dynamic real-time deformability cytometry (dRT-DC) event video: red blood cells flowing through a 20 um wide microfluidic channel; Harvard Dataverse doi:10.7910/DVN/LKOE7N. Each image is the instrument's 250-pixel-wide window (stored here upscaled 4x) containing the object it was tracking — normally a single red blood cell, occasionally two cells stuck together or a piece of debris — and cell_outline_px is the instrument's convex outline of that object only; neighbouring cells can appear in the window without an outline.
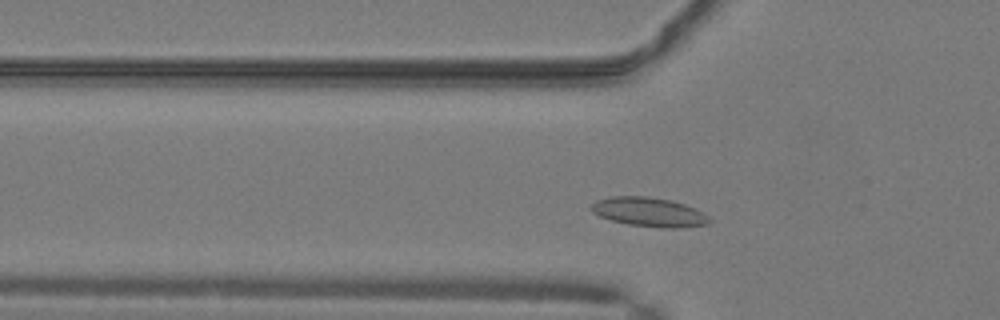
{"species": "common noctule bat (a hibernating species)", "species_latin": "Nyctalus noctula", "temperature_condition": "warm", "stored_images_in_passage": 40, "camera_frame_rate_fps": 3000, "um_per_image_px": 0.085, "animal": {"sex": "male", "body_mass_g": 19.2, "forearm_length_mm": 51.8}, "frame": {"image": 1, "passage_image": 6, "time_ms": 1.667, "image_size_px": [1000, 320], "cell_outline_px": [[712, 220], [704, 224], [680, 228], [664, 228], [628, 224], [612, 220], [600, 216], [592, 212], [588, 208], [596, 200], [612, 196], [648, 196], [668, 200], [684, 204], [708, 216]], "centroid_in_image_um": [55.11, 18.02], "position_along_channel_um": 70.7, "area_um2": 19.83}}
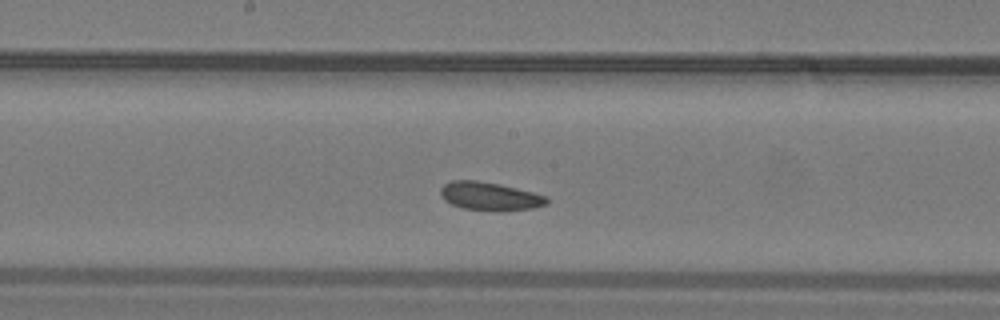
{"frame": {"image": 2, "passage_image": 16, "time_ms": 5.0, "image_size_px": [1000, 320], "cell_outline_px": [[548, 204], [532, 208], [496, 212], [464, 208], [452, 204], [444, 200], [440, 192], [440, 188], [444, 184], [452, 180], [476, 180], [500, 184], [548, 196]], "centroid_in_image_um": [41.64, 16.68], "position_along_channel_um": 206.6, "area_um2": 17.63}}
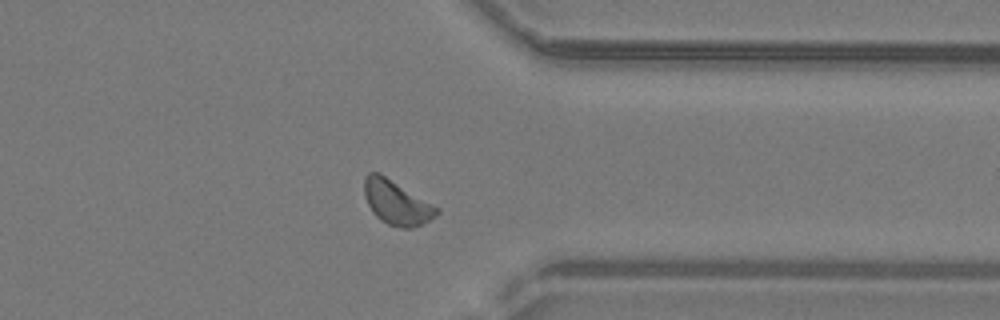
{"frame": {"image": 3, "passage_image": 29, "time_ms": 9.333, "image_size_px": [1000, 320], "cell_outline_px": [[440, 212], [436, 216], [412, 228], [400, 228], [388, 224], [380, 220], [372, 212], [364, 196], [364, 176], [368, 172], [380, 172], [440, 208]], "centroid_in_image_um": [33.69, 17.19], "position_along_channel_um": 377.7, "area_um2": 18.84}, "authors_computed_cell_mechanics": {"area_um2": 17.8602, "velocity_mm_per_s": 4.0627, "shape_relaxation_time_tau1_ms": null, "shape_relaxation_time_tau2_ms": 4.026, "deformation_change_tau1": null, "deformation_change_tau2": 0.0816}}